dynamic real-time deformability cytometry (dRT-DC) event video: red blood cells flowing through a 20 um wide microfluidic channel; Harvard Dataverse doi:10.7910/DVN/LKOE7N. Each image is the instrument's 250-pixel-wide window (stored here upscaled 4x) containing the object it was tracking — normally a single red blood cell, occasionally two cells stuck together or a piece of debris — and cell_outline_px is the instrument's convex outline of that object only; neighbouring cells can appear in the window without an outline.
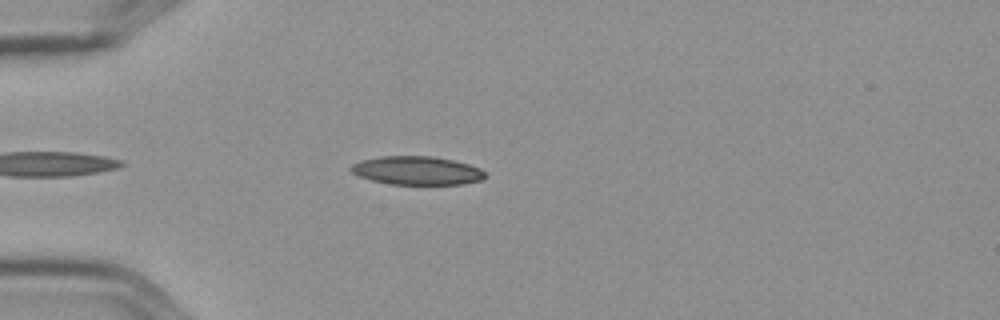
{"species": "Egyptian fruit bat (a non-hibernating species)", "species_latin": "Rousettus aegyptiacus", "temperature_condition": "cold", "stored_images_in_passage": 1, "camera_frame_rate_fps": 3000, "um_per_image_px": 0.085, "frame": {"image": 1, "passage_image": 1, "time_ms": 0.0, "image_size_px": [1000, 320], "cell_outline_px": [[488, 176], [480, 180], [464, 184], [392, 184], [372, 180], [360, 176], [352, 172], [348, 168], [352, 164], [360, 160], [380, 156], [432, 156], [452, 160], [468, 164], [480, 168]], "centroid_in_image_um": [35.43, 14.49], "position_along_channel_um": 49.6, "area_um2": 22.25}}